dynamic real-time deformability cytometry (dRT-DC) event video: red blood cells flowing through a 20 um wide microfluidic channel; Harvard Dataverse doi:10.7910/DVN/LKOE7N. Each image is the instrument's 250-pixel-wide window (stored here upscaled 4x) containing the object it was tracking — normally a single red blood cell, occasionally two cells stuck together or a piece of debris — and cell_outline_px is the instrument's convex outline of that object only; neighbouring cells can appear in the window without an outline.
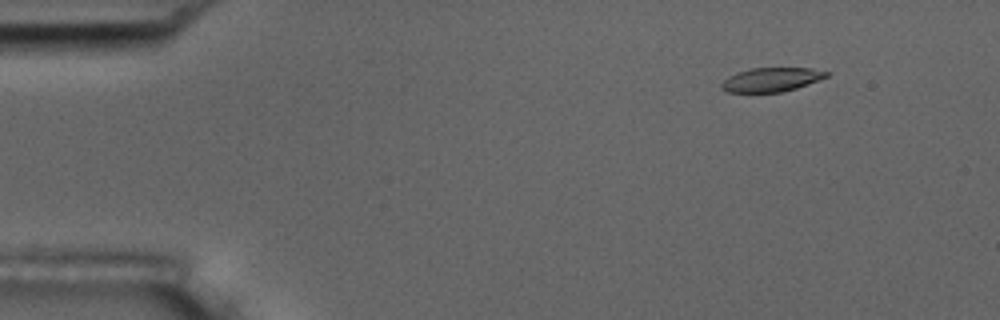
{"species": "common noctule bat (a hibernating species)", "species_latin": "Nyctalus noctula", "temperature_condition": "room temperature", "stored_images_in_passage": 9, "camera_frame_rate_fps": 3000, "um_per_image_px": 0.085, "animal": {"sex": "male", "body_mass_g": 17.5, "forearm_length_mm": 52.3}, "frame": {"image": 1, "passage_image": 1, "time_ms": 0.0, "image_size_px": [1000, 320], "cell_outline_px": [[832, 72], [828, 76], [808, 84], [784, 92], [728, 92], [720, 88], [720, 84], [728, 76], [736, 72], [752, 68], [812, 68]], "centroid_in_image_um": [65.57, 6.76], "position_along_channel_um": 19.4, "area_um2": 14.8}}
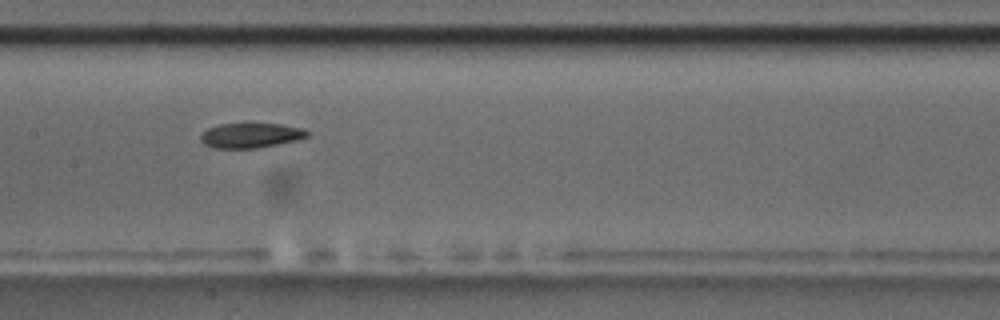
{"frame": {"image": 2, "passage_image": 7, "time_ms": 7.0, "image_size_px": [1000, 320], "cell_outline_px": [[312, 132], [308, 136], [300, 140], [256, 148], [212, 148], [204, 144], [200, 140], [200, 136], [208, 128], [220, 124], [248, 120], [280, 124], [304, 128]], "centroid_in_image_um": [21.36, 11.46], "position_along_channel_um": 186.0, "area_um2": 16.42}}
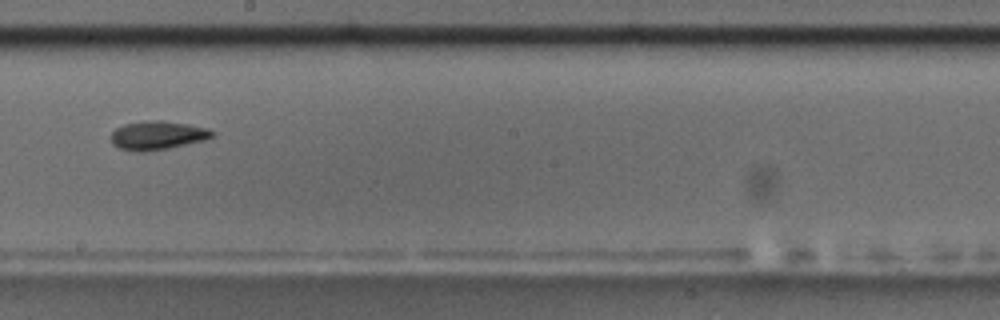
{"frame": {"image": 3, "passage_image": 8, "time_ms": 8.333, "image_size_px": [1000, 320], "cell_outline_px": [[216, 132], [212, 136], [204, 140], [168, 148], [144, 152], [120, 148], [112, 144], [112, 132], [116, 128], [124, 124], [144, 120], [160, 120], [188, 124], [208, 128]], "centroid_in_image_um": [13.39, 11.49], "position_along_channel_um": 234.8, "area_um2": 16.82}}